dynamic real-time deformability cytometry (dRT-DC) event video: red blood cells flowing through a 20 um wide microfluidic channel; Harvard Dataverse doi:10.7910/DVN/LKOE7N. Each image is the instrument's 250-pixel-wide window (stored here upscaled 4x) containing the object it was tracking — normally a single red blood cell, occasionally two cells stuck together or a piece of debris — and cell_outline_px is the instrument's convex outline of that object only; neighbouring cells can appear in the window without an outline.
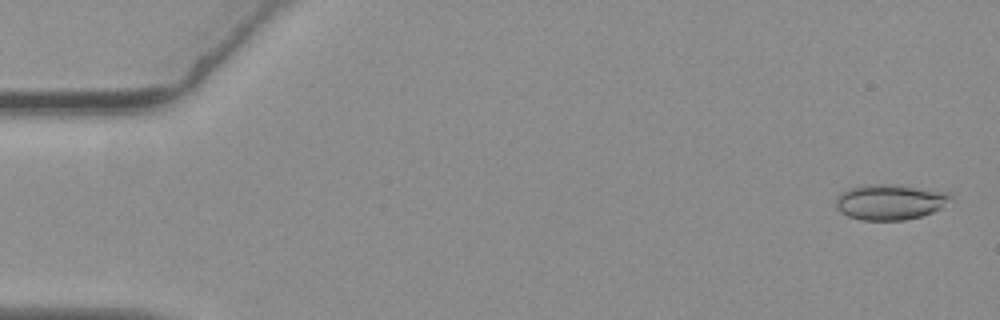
{"species": "common noctule bat (a hibernating species)", "species_latin": "Nyctalus noctula", "temperature_condition": "warm", "stored_images_in_passage": 8, "camera_frame_rate_fps": 3000, "um_per_image_px": 0.085, "animal": {"sex": "female", "body_mass_g": 19.3, "forearm_length_mm": 54.1}, "frame": {"image": 1, "passage_image": 2, "time_ms": 0.333, "image_size_px": [1000, 320], "cell_outline_px": [[952, 196], [940, 208], [932, 212], [920, 216], [904, 220], [864, 220], [848, 216], [836, 208], [836, 200], [848, 188], [872, 184], [892, 184], [944, 192]], "centroid_in_image_um": [75.61, 17.17], "position_along_channel_um": 9.4, "area_um2": 23.06}}